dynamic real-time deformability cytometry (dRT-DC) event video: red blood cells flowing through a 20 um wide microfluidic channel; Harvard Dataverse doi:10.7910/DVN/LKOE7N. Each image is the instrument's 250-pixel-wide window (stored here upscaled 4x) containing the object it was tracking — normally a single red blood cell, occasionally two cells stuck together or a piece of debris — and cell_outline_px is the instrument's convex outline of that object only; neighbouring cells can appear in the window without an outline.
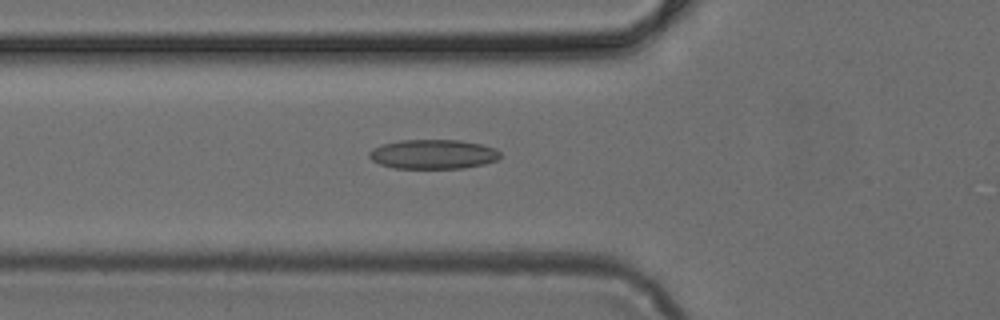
{"species": "common noctule bat (a hibernating species)", "species_latin": "Nyctalus noctula", "temperature_condition": "cold", "stored_images_in_passage": 44, "camera_frame_rate_fps": 3000, "um_per_image_px": 0.085, "animal": {"sex": "female", "body_mass_g": 24.6, "forearm_length_mm": 56.2}, "frame": {"image": 1, "passage_image": 13, "time_ms": 4.0, "image_size_px": [1000, 320], "cell_outline_px": [[500, 156], [496, 160], [484, 164], [464, 168], [392, 168], [380, 164], [372, 160], [368, 156], [368, 152], [372, 148], [384, 144], [400, 140], [460, 140], [480, 144], [496, 148], [500, 152]], "centroid_in_image_um": [36.8, 13.11], "position_along_channel_um": 89.0, "area_um2": 22.48}}
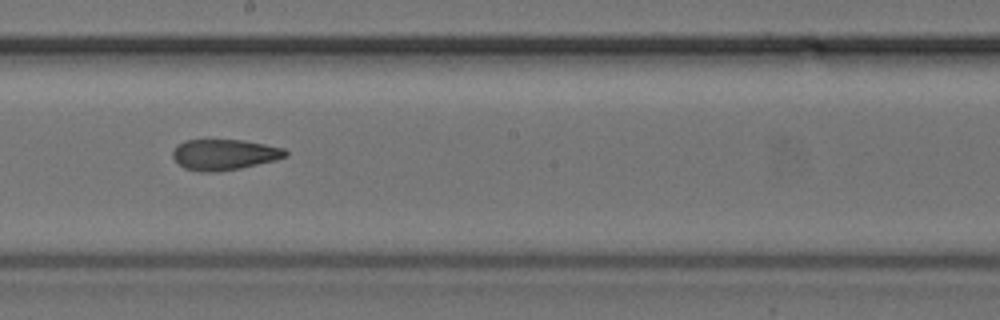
{"frame": {"image": 2, "passage_image": 23, "time_ms": 7.333, "image_size_px": [1000, 320], "cell_outline_px": [[288, 156], [276, 160], [240, 168], [220, 172], [200, 172], [184, 168], [172, 156], [172, 152], [176, 144], [184, 140], [244, 140], [284, 148], [288, 152]], "centroid_in_image_um": [19.06, 13.14], "position_along_channel_um": 229.1, "area_um2": 20.35}}
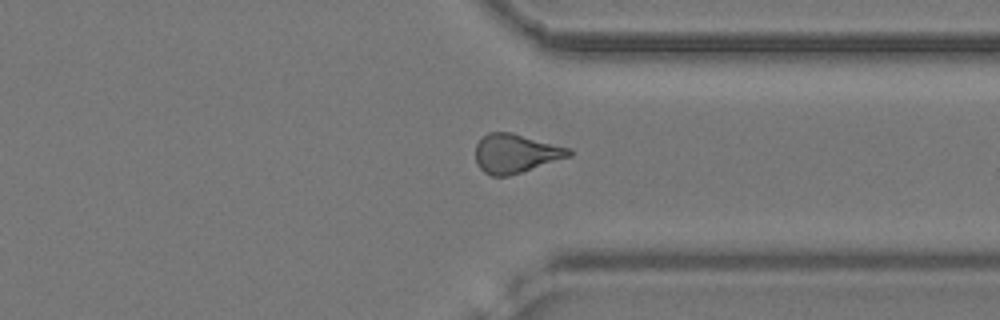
{"frame": {"image": 3, "passage_image": 33, "time_ms": 10.667, "image_size_px": [1000, 320], "cell_outline_px": [[572, 156], [508, 176], [492, 176], [484, 172], [476, 164], [476, 144], [488, 132], [512, 132], [572, 148]], "centroid_in_image_um": [43.85, 13.03], "position_along_channel_um": 367.5, "area_um2": 21.33}}